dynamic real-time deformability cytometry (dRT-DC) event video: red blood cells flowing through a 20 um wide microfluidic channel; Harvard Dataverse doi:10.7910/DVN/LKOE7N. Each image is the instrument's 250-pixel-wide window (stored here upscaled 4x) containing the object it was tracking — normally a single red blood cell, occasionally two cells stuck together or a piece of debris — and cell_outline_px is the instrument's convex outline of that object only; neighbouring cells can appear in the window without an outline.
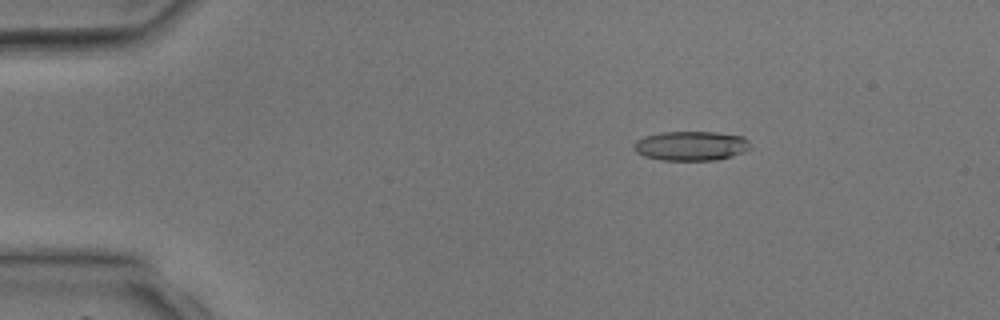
{"species": "common noctule bat (a hibernating species)", "species_latin": "Nyctalus noctula", "temperature_condition": "room temperature", "stored_images_in_passage": 40, "camera_frame_rate_fps": 3000, "um_per_image_px": 0.085, "animal": {"sex": "male", "body_mass_g": 17.9, "forearm_length_mm": 54.2}, "frame": {"image": 1, "passage_image": 7, "time_ms": 2.0, "image_size_px": [1000, 320], "cell_outline_px": [[748, 148], [744, 152], [732, 156], [716, 160], [660, 160], [644, 156], [636, 152], [632, 148], [632, 144], [636, 140], [644, 136], [660, 132], [716, 132], [744, 136], [748, 140]], "centroid_in_image_um": [58.69, 12.39], "position_along_channel_um": 26.3, "area_um2": 20.11}}
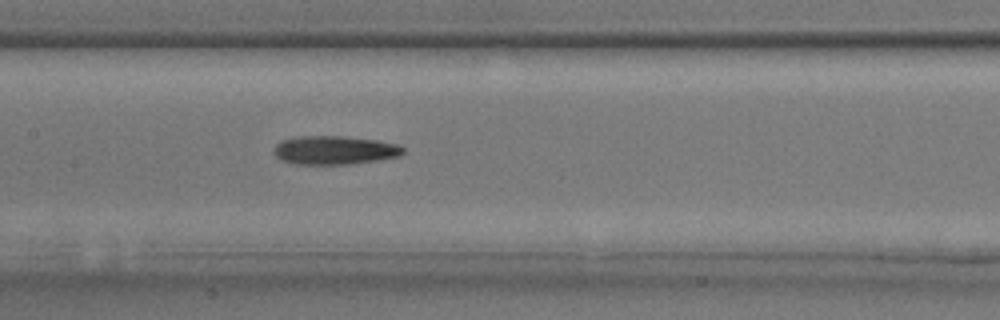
{"frame": {"image": 2, "passage_image": 20, "time_ms": 6.333, "image_size_px": [1000, 320], "cell_outline_px": [[404, 152], [400, 156], [352, 164], [296, 164], [280, 160], [272, 152], [276, 144], [280, 140], [296, 136], [344, 136], [376, 140], [396, 144], [404, 148]], "centroid_in_image_um": [28.39, 12.76], "position_along_channel_um": 179.0, "area_um2": 21.68}}
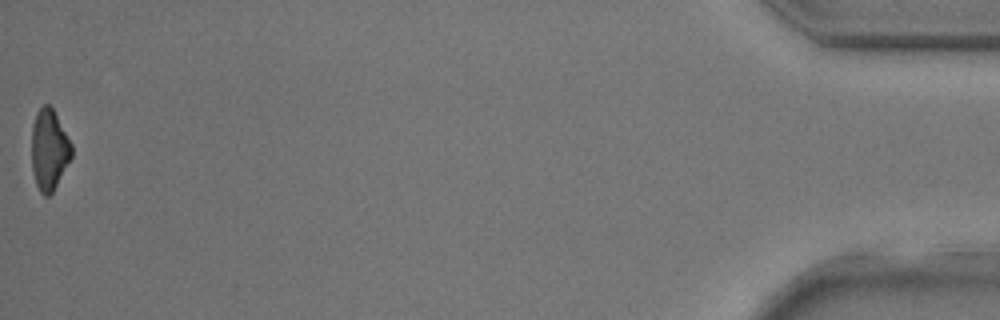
{"frame": {"image": 3, "passage_image": 40, "time_ms": 13.0, "image_size_px": [1000, 320], "cell_outline_px": [[72, 156], [52, 192], [48, 196], [44, 196], [40, 192], [36, 184], [32, 168], [32, 124], [36, 112], [44, 104], [48, 104], [52, 108], [72, 144]], "centroid_in_image_um": [4.17, 12.72], "position_along_channel_um": 431.0, "area_um2": 18.61}}